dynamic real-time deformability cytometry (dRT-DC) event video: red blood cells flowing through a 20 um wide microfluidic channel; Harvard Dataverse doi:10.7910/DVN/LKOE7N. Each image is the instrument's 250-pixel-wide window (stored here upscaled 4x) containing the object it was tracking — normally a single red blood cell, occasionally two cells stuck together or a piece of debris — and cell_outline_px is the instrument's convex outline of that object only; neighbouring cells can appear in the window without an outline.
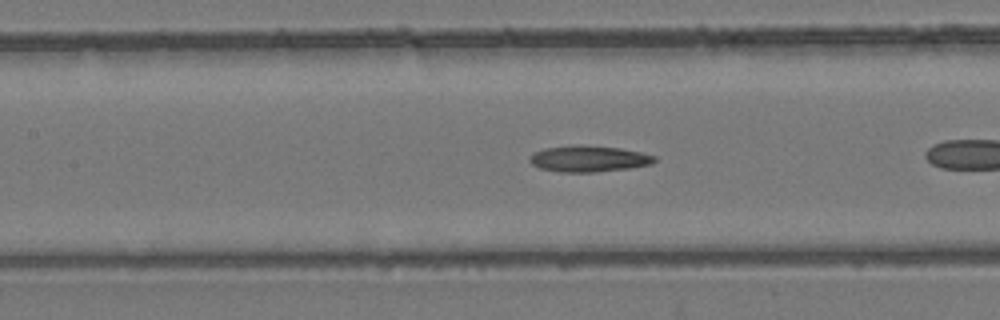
{"species": "common noctule bat (a hibernating species)", "species_latin": "Nyctalus noctula", "temperature_condition": "room temperature", "stored_images_in_passage": 25, "camera_frame_rate_fps": 3000, "um_per_image_px": 0.085, "animal": {"sex": "female", "body_mass_g": 24.6, "forearm_length_mm": 56.2}, "frame": {"image": 1, "passage_image": 8, "time_ms": 2.333, "image_size_px": [1000, 320], "cell_outline_px": [[656, 160], [652, 164], [628, 168], [596, 172], [560, 172], [540, 168], [532, 164], [528, 160], [532, 152], [544, 148], [576, 144], [584, 144], [620, 148], [640, 152], [656, 156]], "centroid_in_image_um": [50.01, 13.48], "position_along_channel_um": 157.4, "area_um2": 19.31}}
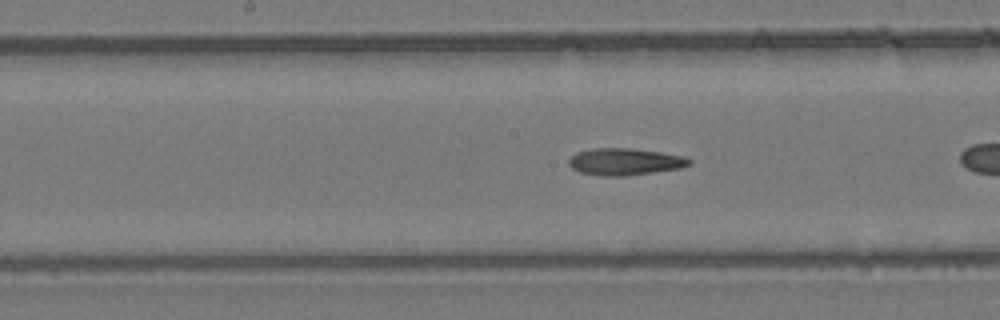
{"frame": {"image": 2, "passage_image": 11, "time_ms": 3.333, "image_size_px": [1000, 320], "cell_outline_px": [[692, 164], [680, 168], [628, 176], [600, 176], [580, 172], [572, 168], [568, 164], [568, 160], [576, 152], [592, 148], [632, 148], [660, 152], [684, 156], [692, 160]], "centroid_in_image_um": [53.11, 13.74], "position_along_channel_um": 195.1, "area_um2": 19.07}}
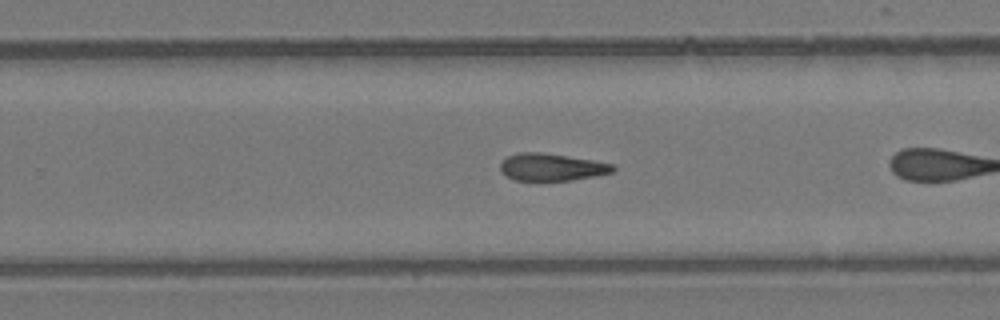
{"frame": {"image": 3, "passage_image": 18, "time_ms": 5.667, "image_size_px": [1000, 320], "cell_outline_px": [[616, 168], [612, 172], [596, 176], [572, 180], [512, 180], [500, 172], [500, 164], [508, 156], [516, 152], [540, 152], [592, 160], [612, 164]], "centroid_in_image_um": [46.85, 14.21], "position_along_channel_um": 283.0, "area_um2": 17.86}}